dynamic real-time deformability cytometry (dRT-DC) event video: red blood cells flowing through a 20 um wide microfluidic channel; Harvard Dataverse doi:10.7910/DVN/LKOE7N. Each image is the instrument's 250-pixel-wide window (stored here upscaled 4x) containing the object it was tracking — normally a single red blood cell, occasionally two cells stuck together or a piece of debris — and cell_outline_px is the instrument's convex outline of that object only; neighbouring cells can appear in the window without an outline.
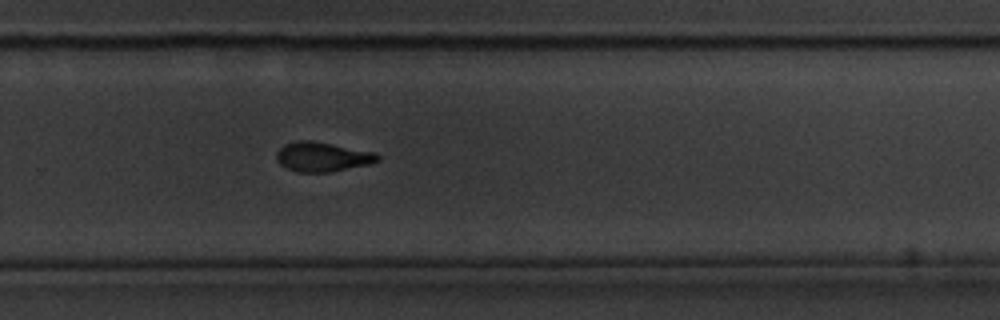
{"species": "common noctule bat (a hibernating species)", "species_latin": "Nyctalus noctula", "temperature_condition": "cold", "stored_images_in_passage": 47, "camera_frame_rate_fps": 3000, "um_per_image_px": 0.085, "animal": {"sex": "male", "body_mass_g": 20.1, "forearm_length_mm": 53.5}, "frame": {"image": 1, "passage_image": 34, "time_ms": 11.0, "image_size_px": [1000, 320], "cell_outline_px": [[380, 160], [368, 164], [328, 172], [296, 172], [280, 164], [276, 160], [276, 152], [284, 144], [296, 140], [308, 140], [376, 152], [380, 156]], "centroid_in_image_um": [27.38, 13.32], "position_along_channel_um": 302.4, "area_um2": 17.28}}